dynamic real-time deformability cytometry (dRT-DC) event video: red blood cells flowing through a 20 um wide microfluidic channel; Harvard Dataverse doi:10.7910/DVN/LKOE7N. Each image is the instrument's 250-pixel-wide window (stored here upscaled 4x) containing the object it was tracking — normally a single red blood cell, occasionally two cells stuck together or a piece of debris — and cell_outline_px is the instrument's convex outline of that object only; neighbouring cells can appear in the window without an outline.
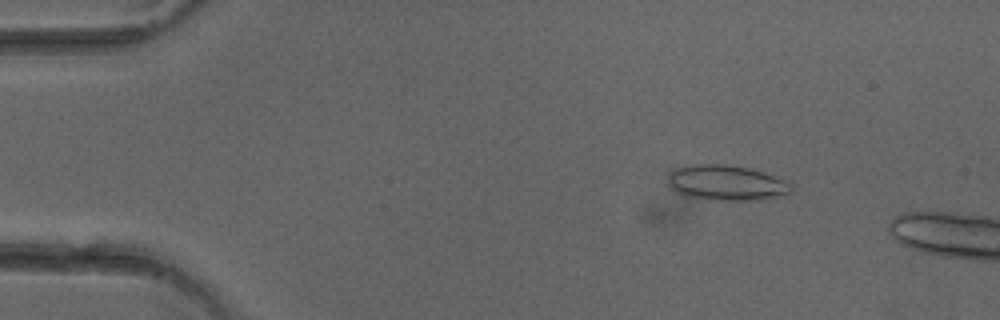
{"species": "common noctule bat (a hibernating species)", "species_latin": "Nyctalus noctula", "temperature_condition": "cold", "stored_images_in_passage": 11, "camera_frame_rate_fps": 3000, "um_per_image_px": 0.085, "animal": {"sex": "female"}, "frame": {"image": 1, "passage_image": 7, "time_ms": 2.0, "image_size_px": [1000, 320], "cell_outline_px": [[792, 192], [784, 196], [760, 200], [716, 200], [684, 196], [676, 192], [668, 184], [668, 176], [676, 168], [696, 164], [724, 164], [748, 168], [764, 172], [784, 180], [792, 184]], "centroid_in_image_um": [61.78, 15.55], "position_along_channel_um": 23.2, "area_um2": 25.49}}